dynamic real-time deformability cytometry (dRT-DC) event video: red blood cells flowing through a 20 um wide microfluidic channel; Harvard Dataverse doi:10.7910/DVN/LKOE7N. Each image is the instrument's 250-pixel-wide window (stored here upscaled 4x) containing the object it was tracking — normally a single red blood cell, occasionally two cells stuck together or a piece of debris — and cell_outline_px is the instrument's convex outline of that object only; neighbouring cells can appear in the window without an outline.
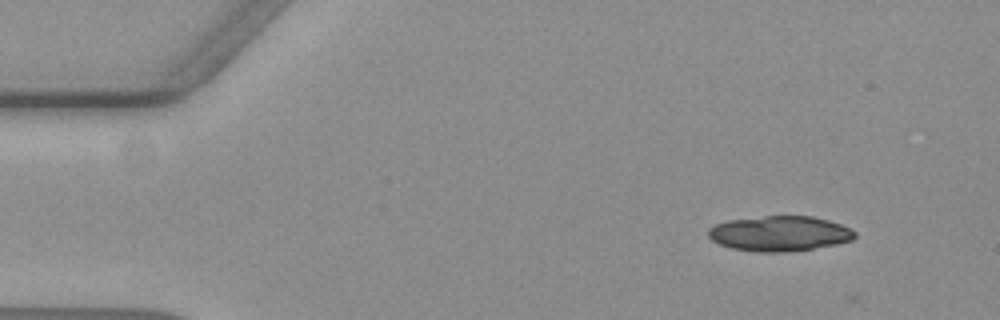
{"species": "common noctule bat (a hibernating species)", "species_latin": "Nyctalus noctula", "temperature_condition": "warm", "stored_images_in_passage": 4, "camera_frame_rate_fps": 3000, "um_per_image_px": 0.085, "animal": {"sex": "female", "body_mass_g": 19.3, "forearm_length_mm": 54.1}, "frame": {"image": 1, "passage_image": 1, "time_ms": 0.0, "image_size_px": [1000, 320], "cell_outline_px": [[856, 236], [852, 240], [836, 244], [812, 248], [784, 252], [756, 252], [732, 248], [720, 244], [712, 240], [708, 236], [708, 228], [716, 224], [728, 220], [764, 216], [812, 216], [828, 220], [840, 224], [856, 232]], "centroid_in_image_um": [66.25, 19.85], "position_along_channel_um": 18.8, "area_um2": 29.88}}